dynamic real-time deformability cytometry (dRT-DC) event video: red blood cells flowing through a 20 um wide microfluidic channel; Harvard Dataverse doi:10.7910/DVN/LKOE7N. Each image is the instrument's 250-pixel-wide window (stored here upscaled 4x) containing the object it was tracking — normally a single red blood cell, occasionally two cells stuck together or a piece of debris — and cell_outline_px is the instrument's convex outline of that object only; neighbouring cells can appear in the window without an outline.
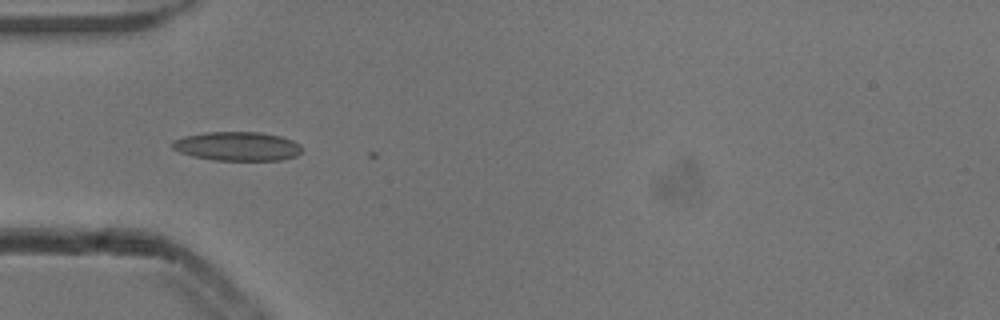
{"species": "common noctule bat (a hibernating species)", "species_latin": "Nyctalus noctula", "temperature_condition": "cold", "stored_images_in_passage": 7, "camera_frame_rate_fps": 3000, "um_per_image_px": 0.085, "animal": {"sex": "male", "body_mass_g": 13.3}, "frame": {"image": 1, "passage_image": 1, "time_ms": 0.0, "image_size_px": [1000, 320], "cell_outline_px": [[304, 148], [296, 156], [280, 160], [216, 160], [192, 156], [180, 152], [172, 148], [172, 140], [184, 136], [208, 132], [260, 132], [280, 136], [292, 140], [300, 144]], "centroid_in_image_um": [20.18, 12.43], "position_along_channel_um": 64.8, "area_um2": 21.91}}
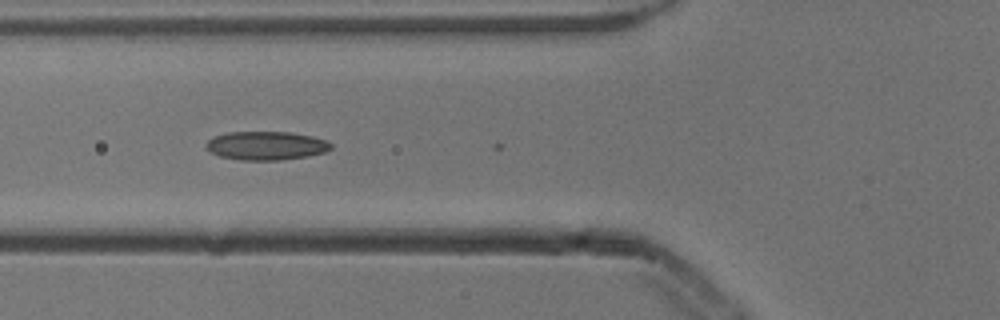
{"frame": {"image": 2, "passage_image": 4, "time_ms": 1.0, "image_size_px": [1000, 320], "cell_outline_px": [[332, 148], [324, 152], [308, 156], [280, 160], [240, 160], [220, 156], [208, 152], [204, 148], [204, 144], [208, 140], [216, 136], [228, 132], [288, 132], [312, 136], [324, 140], [332, 144]], "centroid_in_image_um": [22.57, 12.39], "position_along_channel_um": 103.2, "area_um2": 20.87}}